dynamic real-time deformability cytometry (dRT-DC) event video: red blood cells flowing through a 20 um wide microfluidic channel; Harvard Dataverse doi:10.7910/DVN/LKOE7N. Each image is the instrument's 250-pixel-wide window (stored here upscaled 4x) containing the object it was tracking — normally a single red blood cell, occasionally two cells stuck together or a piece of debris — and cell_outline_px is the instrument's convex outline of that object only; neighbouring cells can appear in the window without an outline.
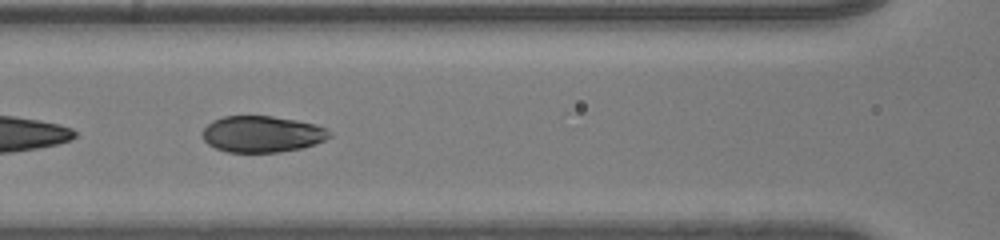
{"species": "human", "species_latin": "Homo sapiens", "temperature_condition": "room temperature", "stored_images_in_passage": 42, "segment_of_instrument_passage": [2, 2], "camera_frame_rate_fps": 3000, "um_per_image_px": 0.085, "donor": {"sex": "male"}, "frame": {"image": 1, "passage_image": 18, "time_ms": 5.667, "image_size_px": [1000, 240], "cell_outline_px": [[332, 136], [324, 140], [300, 148], [276, 152], [228, 152], [216, 148], [208, 144], [204, 140], [200, 132], [212, 120], [224, 116], [272, 116], [296, 120], [316, 124], [332, 132]], "centroid_in_image_um": [22.25, 11.39], "position_along_channel_um": 144.4, "area_um2": 26.88}}
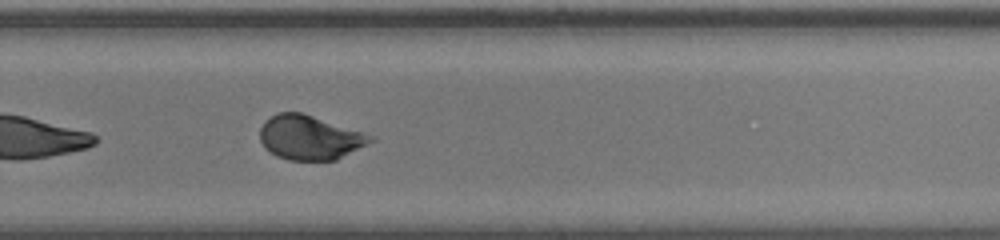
{"frame": {"image": 2, "passage_image": 30, "time_ms": 9.667, "image_size_px": [1000, 240], "cell_outline_px": [[376, 140], [336, 160], [288, 160], [276, 156], [264, 148], [260, 140], [260, 128], [264, 120], [276, 112], [300, 112], [364, 132], [372, 136]], "centroid_in_image_um": [26.3, 11.69], "position_along_channel_um": 303.5, "area_um2": 28.67}}
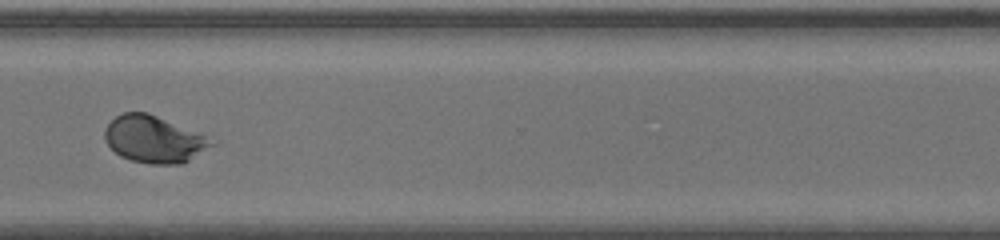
{"frame": {"image": 3, "passage_image": 34, "time_ms": 11.0, "image_size_px": [1000, 240], "cell_outline_px": [[216, 144], [188, 160], [180, 164], [152, 164], [132, 160], [120, 156], [104, 140], [104, 128], [116, 116], [124, 112], [148, 112], [204, 136]], "centroid_in_image_um": [13.03, 11.84], "position_along_channel_um": 357.6, "area_um2": 28.61}}